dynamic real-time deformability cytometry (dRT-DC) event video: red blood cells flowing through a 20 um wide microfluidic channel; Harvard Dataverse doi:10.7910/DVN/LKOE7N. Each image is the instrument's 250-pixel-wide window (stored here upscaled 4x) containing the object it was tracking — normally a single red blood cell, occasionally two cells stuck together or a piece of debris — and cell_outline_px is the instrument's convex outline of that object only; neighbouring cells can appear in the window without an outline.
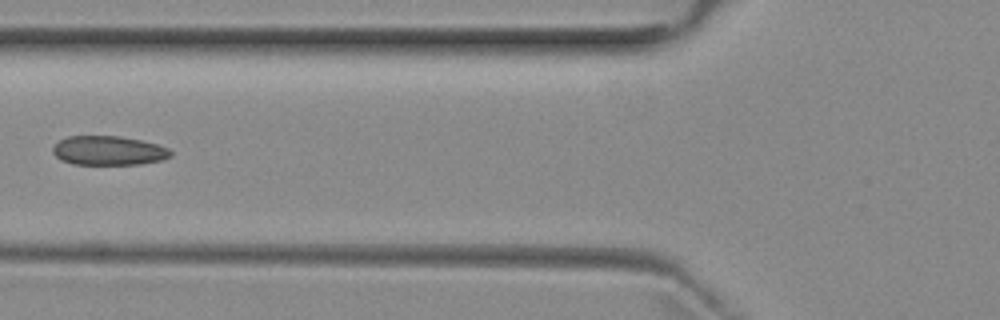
{"species": "common noctule bat (a hibernating species)", "species_latin": "Nyctalus noctula", "temperature_condition": "room temperature", "stored_images_in_passage": 6, "camera_frame_rate_fps": 3000, "um_per_image_px": 0.085, "animal": {"sex": "female", "body_mass_g": 29.2, "forearm_length_mm": 56.3}, "frame": {"image": 1, "passage_image": 5, "time_ms": 4.667, "image_size_px": [1000, 320], "cell_outline_px": [[172, 156], [164, 160], [140, 164], [76, 164], [64, 160], [56, 156], [52, 152], [52, 148], [60, 140], [68, 136], [120, 136], [140, 140], [156, 144], [168, 148], [172, 152]], "centroid_in_image_um": [9.27, 12.8], "position_along_channel_um": 116.5, "area_um2": 19.94}}
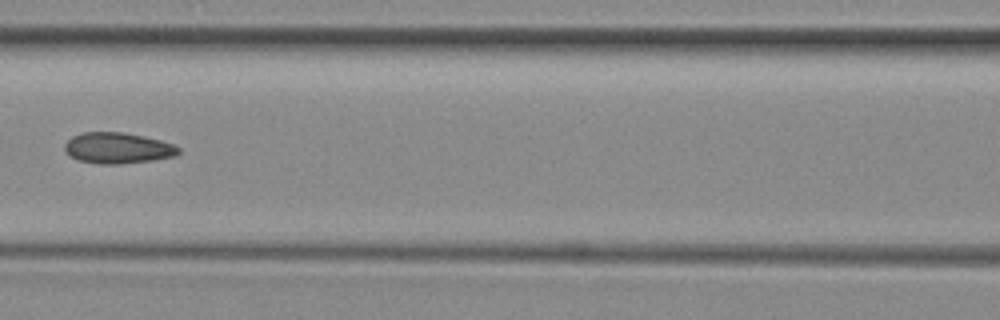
{"frame": {"image": 2, "passage_image": 6, "time_ms": 5.667, "image_size_px": [1000, 320], "cell_outline_px": [[180, 152], [176, 156], [152, 160], [120, 164], [100, 164], [76, 160], [64, 148], [64, 144], [72, 136], [84, 132], [120, 132], [160, 140], [172, 144], [180, 148]], "centroid_in_image_um": [10.0, 12.59], "position_along_channel_um": 156.6, "area_um2": 20.35}}